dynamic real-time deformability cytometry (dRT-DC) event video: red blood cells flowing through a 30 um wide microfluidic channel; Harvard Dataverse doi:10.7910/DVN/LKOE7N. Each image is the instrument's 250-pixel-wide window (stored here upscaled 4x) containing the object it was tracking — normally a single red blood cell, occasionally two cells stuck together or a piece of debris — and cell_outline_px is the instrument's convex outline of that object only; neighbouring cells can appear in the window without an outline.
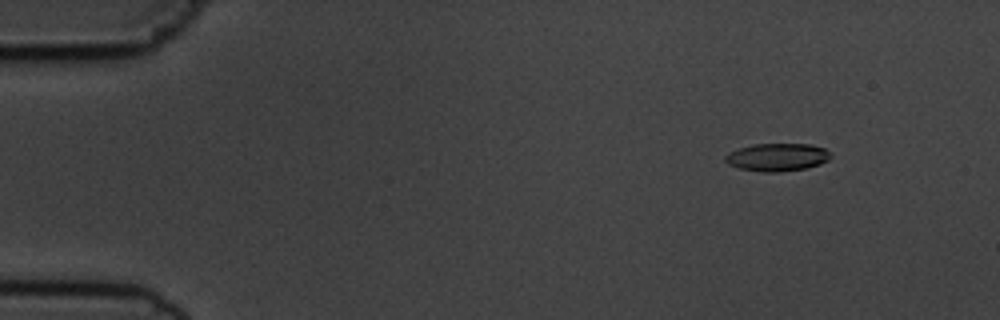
{"species": "common noctule bat (a hibernating species)", "species_latin": "Nyctalus noctula", "temperature_condition": "cold", "stored_images_in_passage": 5, "camera_frame_rate_fps": 3000, "um_per_image_px": 0.085, "animal": {"sex": "male", "body_mass_g": 19.5, "forearm_length_mm": 54.6}, "frame": {"image": 1, "passage_image": 3, "time_ms": 2.0, "image_size_px": [1000, 320], "cell_outline_px": [[832, 156], [828, 160], [820, 164], [804, 168], [780, 172], [760, 172], [740, 168], [728, 164], [724, 160], [724, 156], [728, 152], [752, 144], [812, 144], [824, 148]], "centroid_in_image_um": [66.04, 13.36], "position_along_channel_um": 19.0, "area_um2": 17.11}}